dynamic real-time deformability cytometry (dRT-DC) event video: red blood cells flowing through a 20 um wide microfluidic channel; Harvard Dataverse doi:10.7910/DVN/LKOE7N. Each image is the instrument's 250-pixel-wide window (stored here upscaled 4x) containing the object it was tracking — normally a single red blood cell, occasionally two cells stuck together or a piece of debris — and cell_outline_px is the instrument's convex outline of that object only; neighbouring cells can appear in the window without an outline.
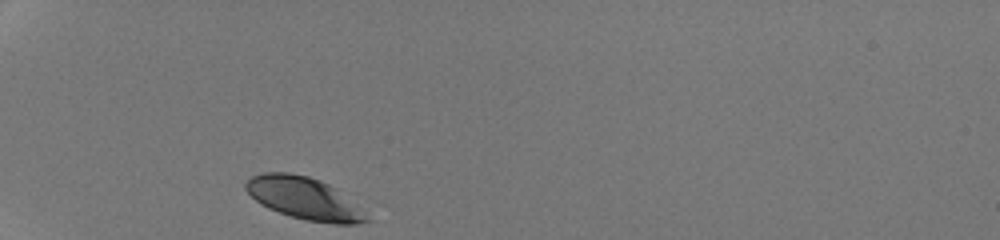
{"species": "human", "species_latin": "Homo sapiens", "temperature_condition": "room temperature", "stored_images_in_passage": 28, "camera_frame_rate_fps": 3000, "um_per_image_px": 0.085, "donor": {"sex": "male"}, "frame": {"image": 1, "passage_image": 1, "time_ms": 0.0, "image_size_px": [1000, 240], "cell_outline_px": [[372, 220], [356, 224], [336, 224], [304, 220], [268, 208], [260, 204], [244, 188], [244, 184], [252, 176], [264, 172], [288, 172], [308, 176], [328, 184]], "centroid_in_image_um": [25.78, 16.86], "position_along_channel_um": 59.2, "area_um2": 28.9}}
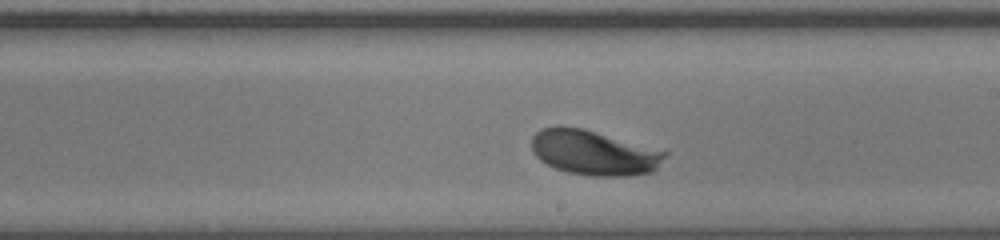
{"frame": {"image": 2, "passage_image": 16, "time_ms": 5.0, "image_size_px": [1000, 240], "cell_outline_px": [[668, 152], [656, 168], [652, 172], [624, 176], [592, 176], [568, 172], [556, 168], [540, 160], [532, 152], [532, 136], [540, 128], [584, 128]], "centroid_in_image_um": [50.47, 12.99], "position_along_channel_um": 238.5, "area_um2": 34.28}}
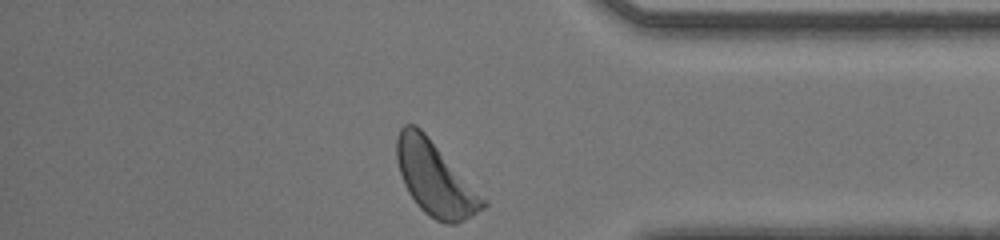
{"frame": {"image": 3, "passage_image": 28, "time_ms": 9.0, "image_size_px": [1000, 240], "cell_outline_px": [[488, 204], [484, 208], [472, 216], [456, 224], [444, 224], [428, 216], [416, 204], [408, 192], [404, 184], [396, 160], [396, 136], [400, 128], [404, 124], [416, 124], [424, 132], [488, 200]], "centroid_in_image_um": [36.99, 15.19], "position_along_channel_um": 398.2, "area_um2": 37.28}, "authors_computed_cell_mechanics": {"area_um2": 33.4951, "velocity_mm_per_s": 4.1961, "shape_relaxation_time_tau1_ms": 1.3771, "shape_relaxation_time_tau2_ms": null, "deformation_change_tau1": 0.0983, "deformation_change_tau2": null}}